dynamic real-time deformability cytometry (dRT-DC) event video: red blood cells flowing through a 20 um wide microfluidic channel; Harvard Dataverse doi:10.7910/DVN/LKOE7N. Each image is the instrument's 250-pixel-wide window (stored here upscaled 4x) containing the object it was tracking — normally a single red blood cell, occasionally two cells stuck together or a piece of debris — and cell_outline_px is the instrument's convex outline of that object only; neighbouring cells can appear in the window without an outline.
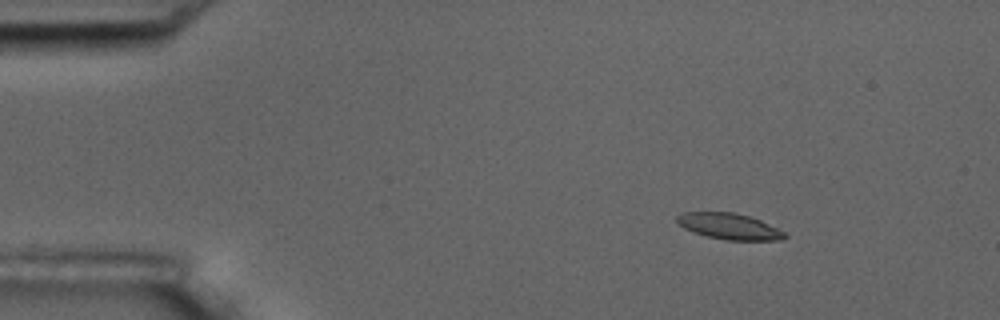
{"species": "common noctule bat (a hibernating species)", "species_latin": "Nyctalus noctula", "temperature_condition": "room temperature", "stored_images_in_passage": 4, "camera_frame_rate_fps": 3000, "um_per_image_px": 0.085, "animal": {"sex": "male", "body_mass_g": 17.5, "forearm_length_mm": 52.3}, "frame": {"image": 1, "passage_image": 1, "time_ms": 0.0, "image_size_px": [1000, 320], "cell_outline_px": [[788, 236], [780, 240], [728, 240], [708, 236], [692, 232], [684, 228], [676, 220], [676, 216], [680, 212], [736, 212], [760, 220], [784, 232]], "centroid_in_image_um": [61.95, 19.23], "position_along_channel_um": 23.0, "area_um2": 16.24}}
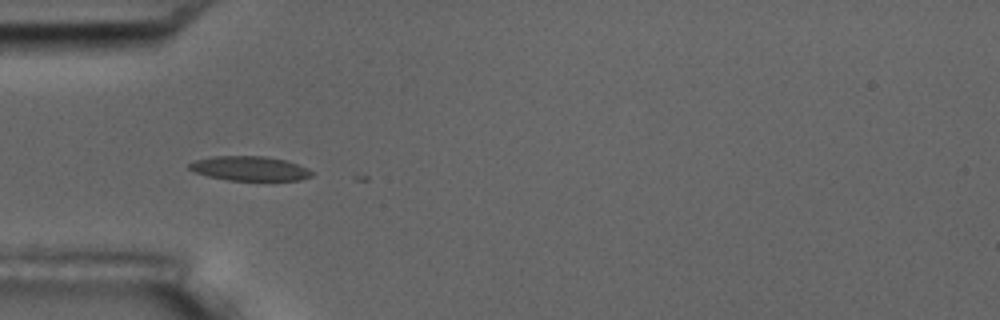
{"frame": {"image": 2, "passage_image": 3, "time_ms": 3.333, "image_size_px": [1000, 320], "cell_outline_px": [[312, 176], [300, 180], [228, 180], [208, 176], [196, 172], [188, 168], [188, 164], [196, 160], [212, 156], [264, 156], [284, 160], [308, 168], [312, 172]], "centroid_in_image_um": [21.21, 14.32], "position_along_channel_um": 63.8, "area_um2": 17.28}}